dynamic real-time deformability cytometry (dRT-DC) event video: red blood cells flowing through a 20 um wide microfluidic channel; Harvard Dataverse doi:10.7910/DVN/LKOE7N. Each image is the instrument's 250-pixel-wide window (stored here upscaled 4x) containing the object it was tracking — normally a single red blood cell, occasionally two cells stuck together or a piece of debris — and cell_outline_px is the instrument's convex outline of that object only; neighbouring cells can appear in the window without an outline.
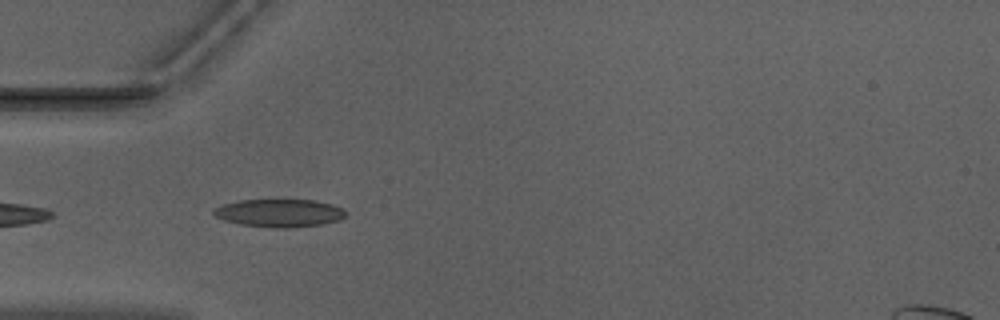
{"species": "Egyptian fruit bat (a non-hibernating species)", "species_latin": "Rousettus aegyptiacus", "temperature_condition": "warm", "stored_images_in_passage": 24, "camera_frame_rate_fps": 3000, "um_per_image_px": 0.085, "animal": {"sex": "male"}, "frame": {"image": 1, "passage_image": 2, "time_ms": 0.333, "image_size_px": [1000, 320], "cell_outline_px": [[348, 212], [340, 220], [320, 224], [288, 228], [272, 228], [240, 224], [224, 220], [216, 216], [212, 212], [216, 208], [224, 204], [240, 200], [280, 196], [312, 200], [332, 204]], "centroid_in_image_um": [23.75, 18.05], "position_along_channel_um": 61.3, "area_um2": 22.31}}
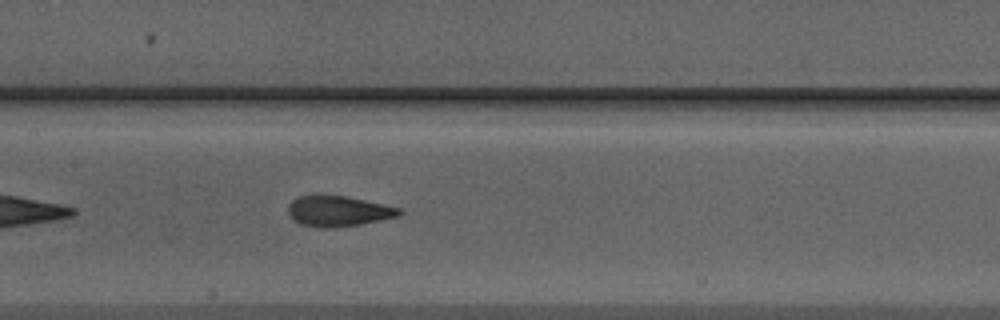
{"frame": {"image": 2, "passage_image": 11, "time_ms": 3.333, "image_size_px": [1000, 320], "cell_outline_px": [[400, 212], [396, 216], [380, 220], [360, 224], [336, 228], [316, 228], [300, 224], [288, 216], [288, 204], [296, 196], [316, 192], [320, 192], [348, 196], [384, 204], [400, 208]], "centroid_in_image_um": [28.63, 17.9], "position_along_channel_um": 178.8, "area_um2": 20.58}}
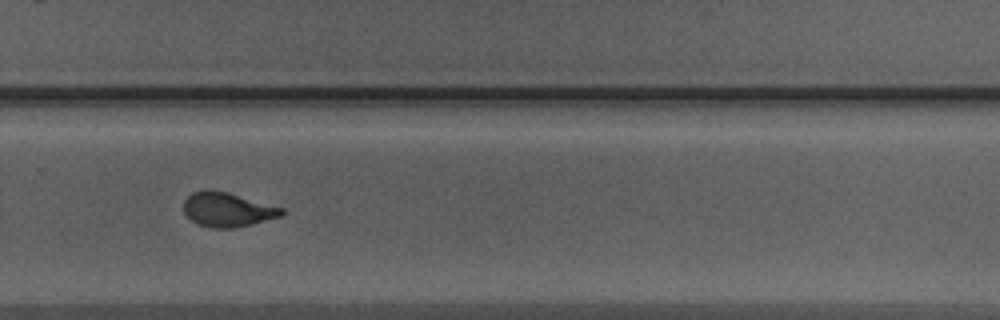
{"frame": {"image": 3, "passage_image": 21, "time_ms": 6.667, "image_size_px": [1000, 320], "cell_outline_px": [[284, 212], [280, 216], [252, 224], [232, 228], [212, 228], [196, 224], [184, 212], [184, 200], [192, 192], [204, 188], [208, 188], [228, 192], [284, 208]], "centroid_in_image_um": [19.3, 17.8], "position_along_channel_um": 310.5, "area_um2": 19.71}}